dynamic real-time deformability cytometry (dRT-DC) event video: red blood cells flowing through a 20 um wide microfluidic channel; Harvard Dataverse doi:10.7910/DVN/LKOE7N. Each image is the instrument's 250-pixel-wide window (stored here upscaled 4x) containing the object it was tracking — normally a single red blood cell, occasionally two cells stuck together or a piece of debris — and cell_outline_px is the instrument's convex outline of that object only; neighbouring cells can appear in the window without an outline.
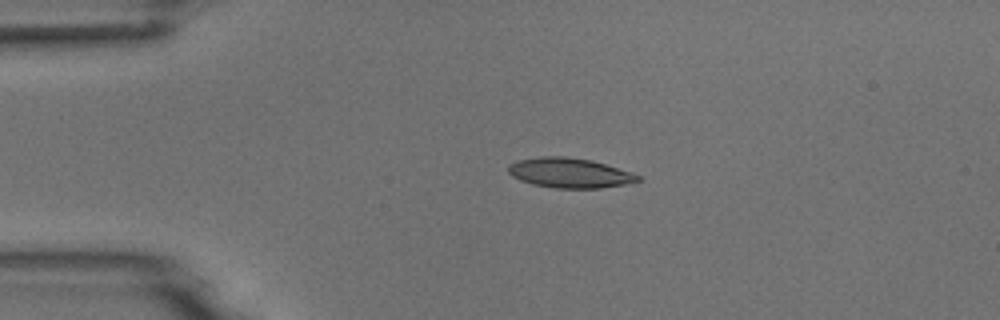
{"species": "common noctule bat (a hibernating species)", "species_latin": "Nyctalus noctula", "temperature_condition": "room temperature", "stored_images_in_passage": 2, "camera_frame_rate_fps": 3000, "um_per_image_px": 0.085, "animal": {"sex": "male", "body_mass_g": 18.8}, "frame": {"image": 1, "passage_image": 1, "time_ms": 0.0, "image_size_px": [1000, 320], "cell_outline_px": [[644, 180], [624, 184], [600, 188], [556, 188], [532, 184], [520, 180], [512, 176], [508, 172], [508, 164], [520, 160], [544, 156], [564, 156], [592, 160], [632, 172], [640, 176]], "centroid_in_image_um": [48.44, 14.7], "position_along_channel_um": 36.6, "area_um2": 22.54}}